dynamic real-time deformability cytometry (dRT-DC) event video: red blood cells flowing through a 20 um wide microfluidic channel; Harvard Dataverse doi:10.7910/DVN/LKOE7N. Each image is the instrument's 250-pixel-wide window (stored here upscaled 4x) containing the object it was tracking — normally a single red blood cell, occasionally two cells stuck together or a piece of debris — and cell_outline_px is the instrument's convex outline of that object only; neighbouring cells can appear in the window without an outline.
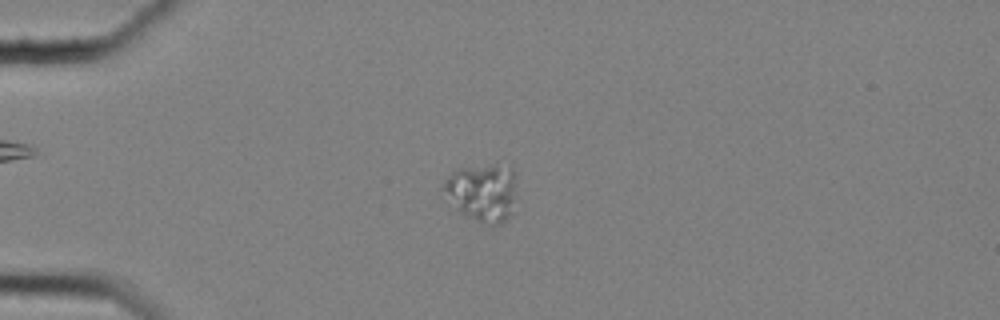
{"species": "common noctule bat (a hibernating species)", "species_latin": "Nyctalus noctula", "temperature_condition": "cold", "stored_images_in_passage": 31, "camera_frame_rate_fps": 3000, "um_per_image_px": 0.085, "animal": {"sex": "female", "body_mass_g": 25.1}, "frame": {"image": 1, "passage_image": 17, "time_ms": 5.333, "image_size_px": [1000, 320], "cell_outline_px": [[516, 176], [512, 212], [500, 224], [492, 228], [480, 224], [460, 212], [440, 188], [444, 180], [452, 172], [460, 168], [496, 164], [512, 164]], "centroid_in_image_um": [41.02, 16.35], "position_along_channel_um": 44.0, "area_um2": 25.2}}
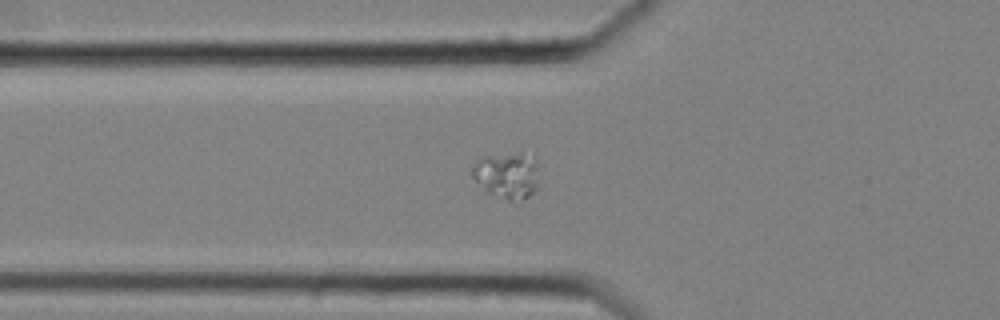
{"frame": {"image": 2, "passage_image": 23, "time_ms": 7.333, "image_size_px": [1000, 320], "cell_outline_px": [[540, 188], [516, 204], [512, 204], [484, 192], [468, 172], [472, 164], [480, 156], [520, 148], [536, 156]], "centroid_in_image_um": [43.11, 14.85], "position_along_channel_um": 82.7, "area_um2": 20.4}}
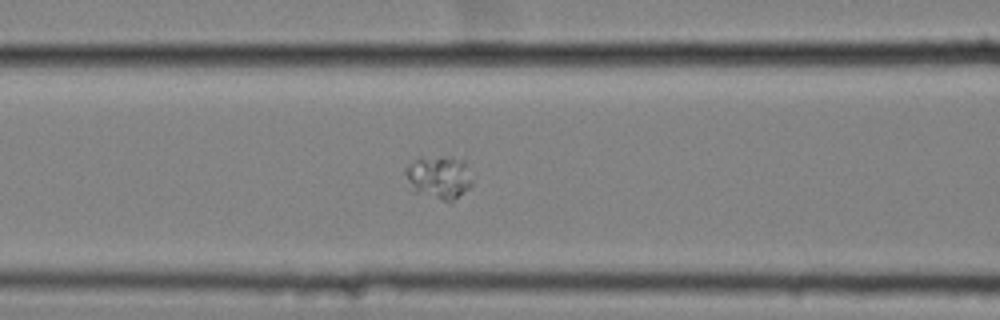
{"frame": {"image": 3, "passage_image": 27, "time_ms": 8.667, "image_size_px": [1000, 320], "cell_outline_px": [[472, 184], [468, 188], [448, 204], [416, 192], [408, 180], [404, 172], [404, 168], [412, 160], [452, 156], [464, 160], [472, 180]], "centroid_in_image_um": [37.32, 15.09], "position_along_channel_um": 129.3, "area_um2": 16.65}}